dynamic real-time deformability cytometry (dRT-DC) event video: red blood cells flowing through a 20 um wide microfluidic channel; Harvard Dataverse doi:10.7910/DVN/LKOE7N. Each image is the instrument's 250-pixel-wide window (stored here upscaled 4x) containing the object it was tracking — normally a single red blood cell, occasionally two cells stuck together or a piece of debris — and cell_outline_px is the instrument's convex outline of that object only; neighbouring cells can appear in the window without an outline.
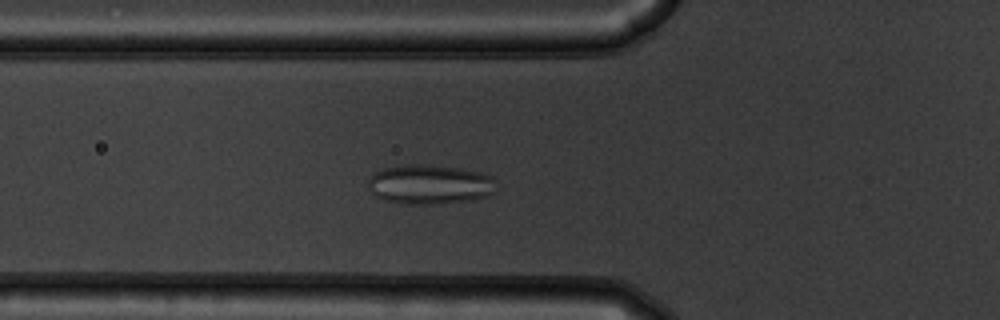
{"species": "common noctule bat (a hibernating species)", "species_latin": "Nyctalus noctula", "temperature_condition": "warm", "stored_images_in_passage": 42, "camera_frame_rate_fps": 3000, "um_per_image_px": 0.085, "animal": {"sex": "male", "body_mass_g": 19.5, "forearm_length_mm": 54.6}, "frame": {"image": 1, "passage_image": 8, "time_ms": 2.333, "image_size_px": [1000, 320], "cell_outline_px": [[496, 180], [492, 192], [488, 196], [472, 200], [444, 204], [400, 204], [384, 200], [376, 196], [368, 188], [368, 180], [376, 172], [384, 168], [408, 164], [428, 164], [460, 168], [480, 172], [492, 176]], "centroid_in_image_um": [36.53, 15.68], "position_along_channel_um": 89.3, "area_um2": 29.82}}
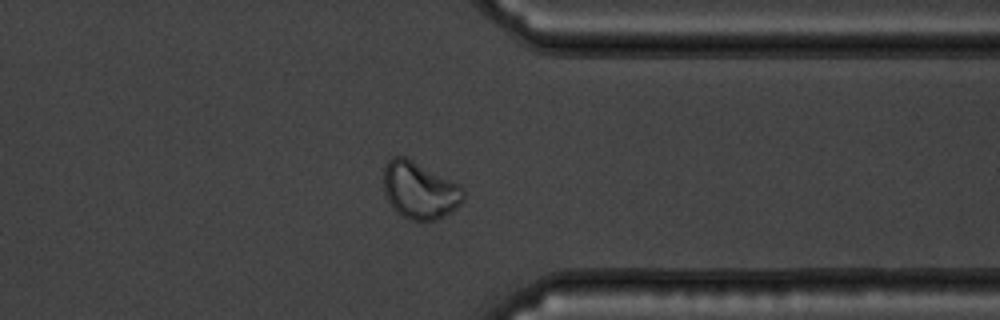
{"frame": {"image": 2, "passage_image": 31, "time_ms": 10.0, "image_size_px": [1000, 320], "cell_outline_px": [[464, 200], [452, 212], [436, 220], [412, 220], [400, 216], [392, 208], [384, 192], [384, 168], [388, 160], [392, 156], [404, 156], [460, 184], [464, 188]], "centroid_in_image_um": [35.68, 16.19], "position_along_channel_um": 375.7, "area_um2": 26.7}}
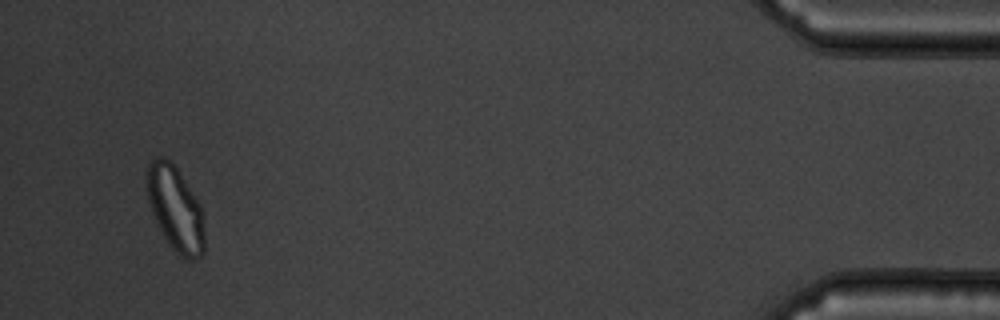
{"frame": {"image": 3, "passage_image": 40, "time_ms": 13.0, "image_size_px": [1000, 320], "cell_outline_px": [[204, 252], [196, 260], [188, 260], [180, 256], [172, 248], [164, 236], [148, 204], [144, 172], [148, 164], [156, 156], [164, 156], [176, 168], [200, 204], [204, 232]], "centroid_in_image_um": [14.87, 17.72], "position_along_channel_um": 420.3, "area_um2": 28.44}, "authors_computed_cell_mechanics": {"area_um2": 26.4724, "velocity_mm_per_s": 3.781, "shape_relaxation_time_tau1_ms": null, "shape_relaxation_time_tau2_ms": 1.0254, "deformation_change_tau1": null, "deformation_change_tau2": 0.0623}}